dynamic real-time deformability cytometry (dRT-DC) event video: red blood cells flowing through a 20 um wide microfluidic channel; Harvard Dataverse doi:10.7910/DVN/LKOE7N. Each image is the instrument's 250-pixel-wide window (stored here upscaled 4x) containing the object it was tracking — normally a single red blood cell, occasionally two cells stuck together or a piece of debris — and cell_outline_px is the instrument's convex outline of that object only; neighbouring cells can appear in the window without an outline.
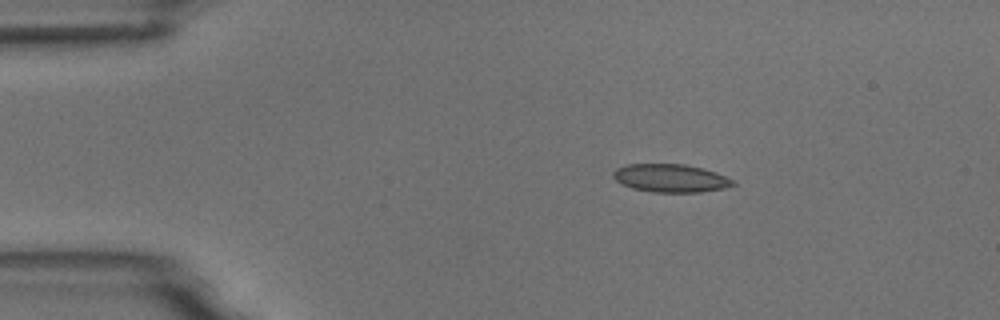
{"species": "common noctule bat (a hibernating species)", "species_latin": "Nyctalus noctula", "temperature_condition": "room temperature", "stored_images_in_passage": 46, "camera_frame_rate_fps": 3000, "um_per_image_px": 0.085, "animal": {"sex": "male", "body_mass_g": 18.8}, "frame": {"image": 1, "passage_image": 1, "time_ms": 0.0, "image_size_px": [1000, 320], "cell_outline_px": [[736, 184], [724, 188], [700, 192], [652, 192], [632, 188], [616, 180], [612, 176], [612, 172], [616, 168], [628, 164], [684, 164], [704, 168], [716, 172], [732, 180]], "centroid_in_image_um": [56.99, 15.14], "position_along_channel_um": 28.0, "area_um2": 19.54}}
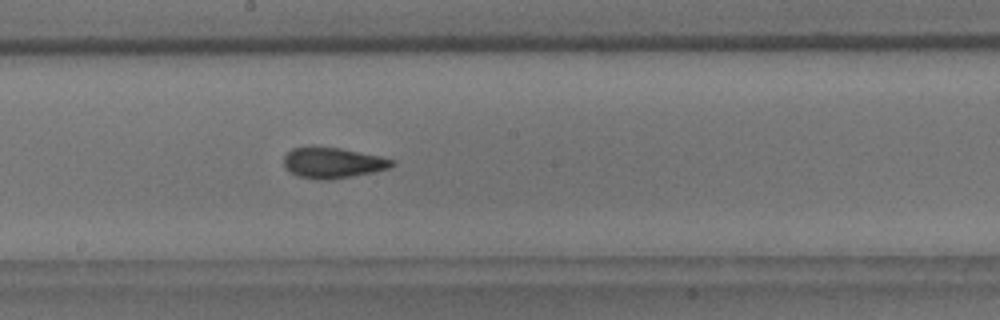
{"frame": {"image": 2, "passage_image": 21, "time_ms": 6.667, "image_size_px": [1000, 320], "cell_outline_px": [[396, 164], [388, 168], [372, 172], [352, 176], [328, 180], [320, 180], [296, 176], [284, 168], [284, 156], [292, 148], [340, 148], [380, 156], [396, 160]], "centroid_in_image_um": [28.29, 13.86], "position_along_channel_um": 219.9, "area_um2": 19.13}}
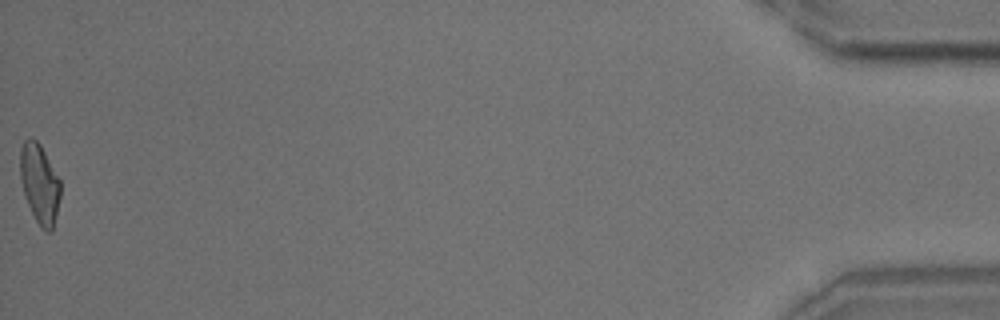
{"frame": {"image": 3, "passage_image": 46, "time_ms": 15.0, "image_size_px": [1000, 320], "cell_outline_px": [[60, 196], [56, 216], [52, 232], [48, 232], [40, 228], [28, 204], [24, 192], [20, 176], [20, 148], [24, 140], [28, 136], [32, 136], [40, 144], [60, 180]], "centroid_in_image_um": [3.36, 15.59], "position_along_channel_um": 431.8, "area_um2": 18.61}, "authors_computed_cell_mechanics": {"area_um2": 19.1318, "velocity_mm_per_s": 3.7262, "shape_relaxation_time_tau1_ms": 5.1732, "shape_relaxation_time_tau2_ms": 1.7294, "deformation_change_tau1": 0.1578, "deformation_change_tau2": 0.0775}}